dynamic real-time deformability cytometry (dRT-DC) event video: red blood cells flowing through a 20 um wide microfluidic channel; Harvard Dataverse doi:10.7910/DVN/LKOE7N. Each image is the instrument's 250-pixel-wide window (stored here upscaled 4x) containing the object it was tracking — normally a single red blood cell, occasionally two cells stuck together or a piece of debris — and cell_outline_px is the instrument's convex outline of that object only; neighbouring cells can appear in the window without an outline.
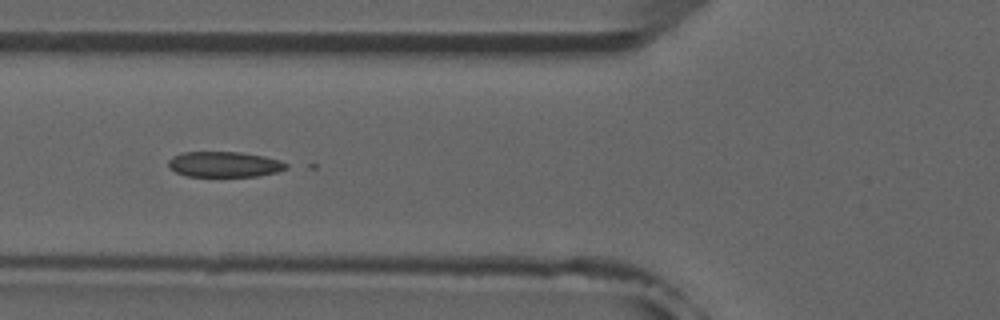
{"species": "common noctule bat (a hibernating species)", "species_latin": "Nyctalus noctula", "temperature_condition": "room temperature", "stored_images_in_passage": 29, "camera_frame_rate_fps": 3000, "um_per_image_px": 0.085, "animal": {"sex": "male", "forearm_length_mm": 52.5}, "frame": {"image": 1, "passage_image": 10, "time_ms": 3.0, "image_size_px": [1000, 320], "cell_outline_px": [[288, 168], [276, 172], [256, 176], [188, 176], [176, 172], [168, 168], [168, 160], [172, 156], [184, 152], [240, 152], [264, 156], [280, 160], [288, 164]], "centroid_in_image_um": [19.06, 13.96], "position_along_channel_um": 106.7, "area_um2": 17.51}}